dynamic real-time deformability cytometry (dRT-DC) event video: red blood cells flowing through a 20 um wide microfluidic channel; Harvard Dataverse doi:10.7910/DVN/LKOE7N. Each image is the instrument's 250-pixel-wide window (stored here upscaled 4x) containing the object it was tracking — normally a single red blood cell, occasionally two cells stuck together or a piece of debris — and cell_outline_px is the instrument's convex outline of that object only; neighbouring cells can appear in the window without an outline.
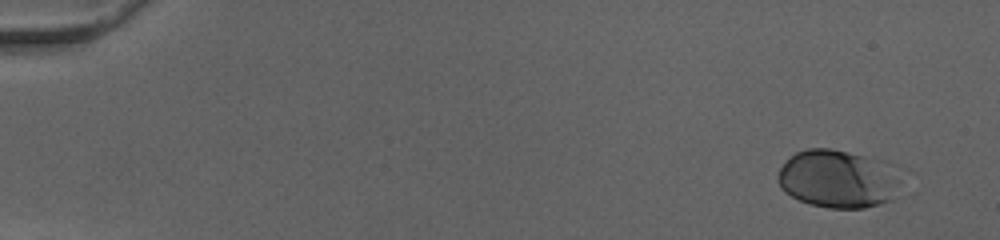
{"species": "human", "species_latin": "Homo sapiens", "temperature_condition": "cold", "stored_images_in_passage": 42, "camera_frame_rate_fps": 3000, "um_per_image_px": 0.085, "donor": {"sex": "female"}, "frame": {"image": 1, "passage_image": 1, "time_ms": 0.0, "image_size_px": [1000, 240], "cell_outline_px": [[896, 180], [892, 200], [880, 204], [864, 208], [828, 208], [812, 204], [800, 200], [784, 192], [780, 188], [776, 180], [776, 176], [780, 168], [796, 152], [808, 148], [828, 148], [848, 152], [864, 156]], "centroid_in_image_um": [70.99, 15.25], "position_along_channel_um": 14.0, "area_um2": 39.54}}
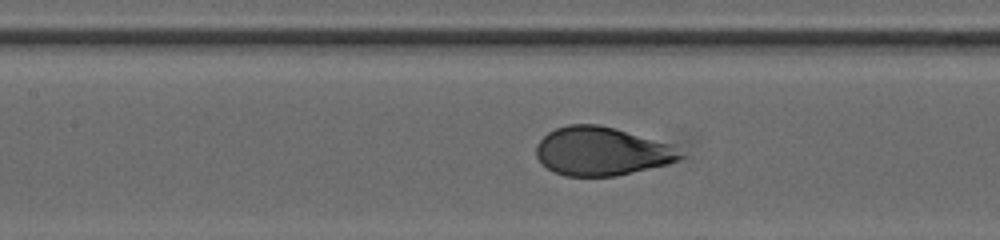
{"frame": {"image": 2, "passage_image": 23, "time_ms": 7.333, "image_size_px": [1000, 240], "cell_outline_px": [[684, 156], [668, 164], [616, 176], [564, 176], [552, 172], [536, 156], [536, 144], [548, 132], [556, 128], [568, 124], [600, 124], [616, 128], [664, 144]], "centroid_in_image_um": [51.02, 12.87], "position_along_channel_um": 156.4, "area_um2": 40.06}}
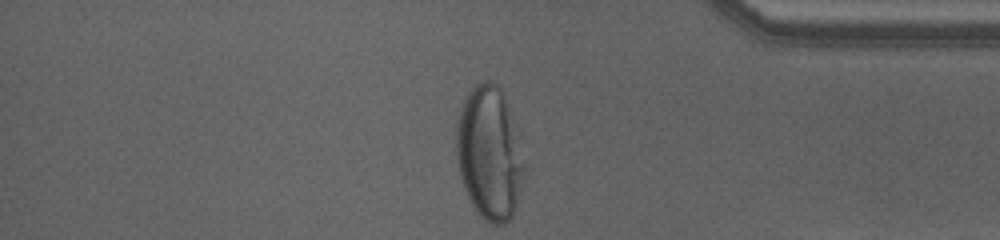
{"frame": {"image": 3, "passage_image": 42, "time_ms": 13.667, "image_size_px": [1000, 240], "cell_outline_px": [[524, 172], [516, 208], [512, 216], [504, 224], [492, 224], [484, 220], [480, 216], [472, 204], [468, 196], [460, 172], [456, 156], [456, 128], [460, 108], [468, 92], [476, 84], [484, 80], [492, 80], [504, 92], [524, 164]], "centroid_in_image_um": [41.58, 13.01], "position_along_channel_um": 393.6, "area_um2": 52.08}, "authors_computed_cell_mechanics": {"area_um2": 40.9513, "velocity_mm_per_s": 4.003, "shape_relaxation_time_tau1_ms": 4.3062, "shape_relaxation_time_tau2_ms": null, "deformation_change_tau1": 0.1896, "deformation_change_tau2": null}}